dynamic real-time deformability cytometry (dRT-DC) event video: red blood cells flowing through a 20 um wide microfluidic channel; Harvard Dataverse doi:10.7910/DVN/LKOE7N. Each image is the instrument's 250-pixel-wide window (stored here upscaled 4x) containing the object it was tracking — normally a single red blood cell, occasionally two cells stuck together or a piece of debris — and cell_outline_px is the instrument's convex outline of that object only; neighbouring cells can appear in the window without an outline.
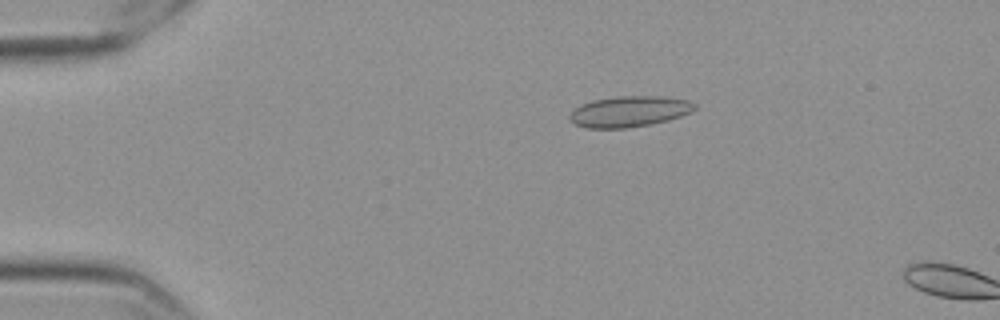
{"species": "Egyptian fruit bat (a non-hibernating species)", "species_latin": "Rousettus aegyptiacus", "temperature_condition": "cold", "stored_images_in_passage": 13, "camera_frame_rate_fps": 3000, "um_per_image_px": 0.085, "frame": {"image": 1, "passage_image": 11, "time_ms": 3.333, "image_size_px": [1000, 320], "cell_outline_px": [[696, 108], [680, 116], [668, 120], [648, 124], [624, 128], [588, 128], [576, 124], [568, 116], [580, 104], [592, 100], [616, 96], [660, 96], [688, 100], [696, 104]], "centroid_in_image_um": [53.48, 9.46], "position_along_channel_um": 31.5, "area_um2": 22.2}}